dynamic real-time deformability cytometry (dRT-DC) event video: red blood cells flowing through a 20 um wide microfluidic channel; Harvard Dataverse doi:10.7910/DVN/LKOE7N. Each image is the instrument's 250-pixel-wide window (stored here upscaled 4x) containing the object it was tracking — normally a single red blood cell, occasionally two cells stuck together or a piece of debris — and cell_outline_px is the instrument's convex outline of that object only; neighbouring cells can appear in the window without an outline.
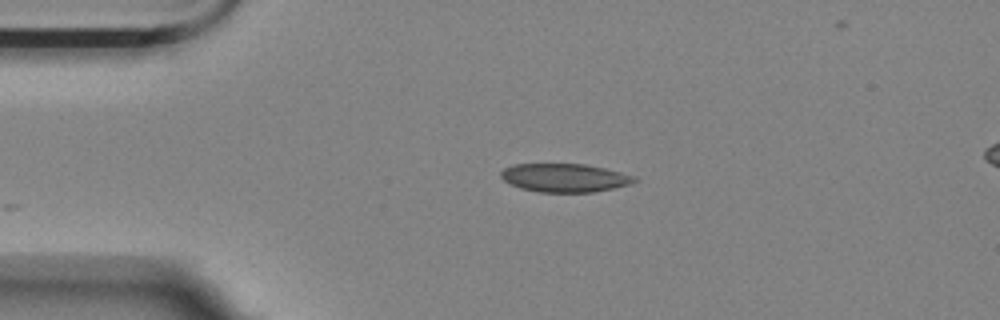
{"species": "Egyptian fruit bat (a non-hibernating species)", "species_latin": "Rousettus aegyptiacus", "temperature_condition": "room temperature", "stored_images_in_passage": 25, "camera_frame_rate_fps": 3000, "um_per_image_px": 0.085, "animal": {"sex": "female"}, "frame": {"image": 1, "passage_image": 1, "time_ms": 0.0, "image_size_px": [1000, 320], "cell_outline_px": [[636, 180], [632, 184], [592, 192], [540, 192], [520, 188], [504, 180], [500, 176], [500, 172], [504, 168], [516, 164], [584, 164], [604, 168], [636, 176]], "centroid_in_image_um": [47.99, 15.11], "position_along_channel_um": 37.0, "area_um2": 21.96}}
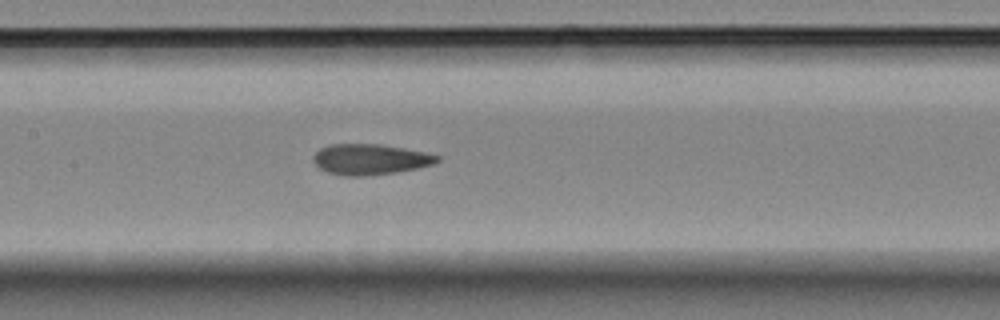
{"frame": {"image": 2, "passage_image": 15, "time_ms": 4.667, "image_size_px": [1000, 320], "cell_outline_px": [[440, 160], [432, 164], [416, 168], [396, 172], [364, 176], [348, 176], [328, 172], [320, 168], [312, 160], [312, 156], [320, 148], [328, 144], [380, 144], [404, 148], [424, 152], [440, 156]], "centroid_in_image_um": [31.43, 13.53], "position_along_channel_um": 176.0, "area_um2": 22.02}}
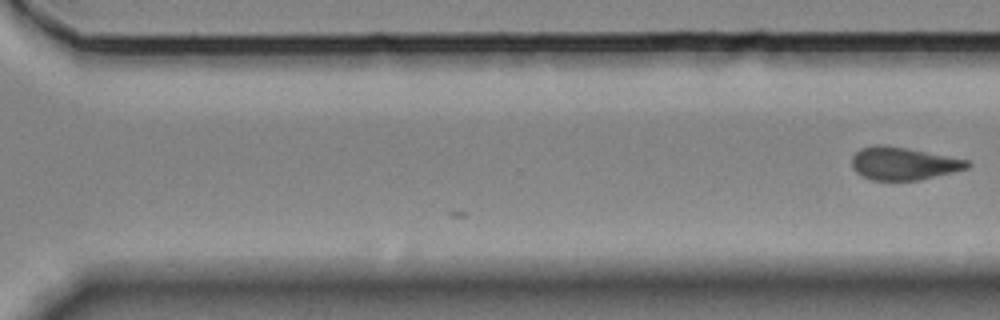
{"frame": {"image": 3, "passage_image": 25, "time_ms": 8.0, "image_size_px": [1000, 320], "cell_outline_px": [[972, 164], [968, 168], [920, 180], [872, 180], [856, 172], [852, 168], [852, 156], [860, 148], [872, 144], [884, 144], [968, 160]], "centroid_in_image_um": [76.75, 13.89], "position_along_channel_um": 293.8, "area_um2": 21.96}}